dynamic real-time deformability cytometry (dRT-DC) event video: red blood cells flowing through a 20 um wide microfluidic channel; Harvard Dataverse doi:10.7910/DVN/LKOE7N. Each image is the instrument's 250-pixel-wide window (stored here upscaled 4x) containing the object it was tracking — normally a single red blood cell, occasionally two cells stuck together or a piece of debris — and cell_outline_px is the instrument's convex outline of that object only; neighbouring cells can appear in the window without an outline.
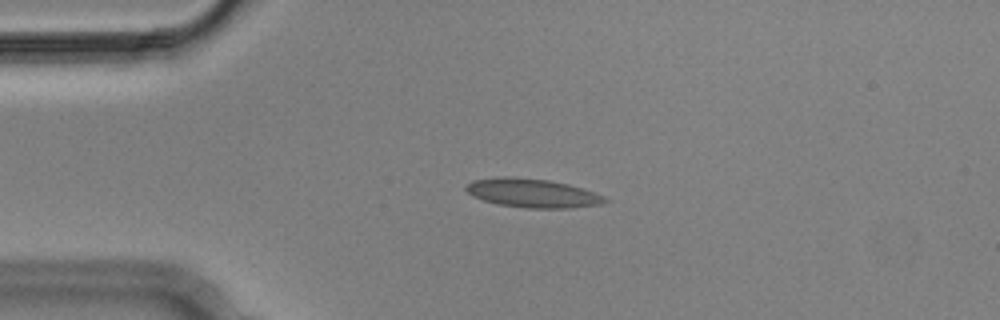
{"species": "Egyptian fruit bat (a non-hibernating species)", "species_latin": "Rousettus aegyptiacus", "temperature_condition": "cold", "stored_images_in_passage": 5, "camera_frame_rate_fps": 3000, "um_per_image_px": 0.085, "animal": {"sex": "male"}, "frame": {"image": 1, "passage_image": 4, "time_ms": 1.0, "image_size_px": [1000, 320], "cell_outline_px": [[608, 200], [600, 204], [568, 208], [528, 208], [496, 204], [472, 196], [464, 188], [472, 180], [504, 176], [508, 176], [548, 180], [568, 184], [604, 196]], "centroid_in_image_um": [45.21, 16.41], "position_along_channel_um": 39.8, "area_um2": 23.06}}